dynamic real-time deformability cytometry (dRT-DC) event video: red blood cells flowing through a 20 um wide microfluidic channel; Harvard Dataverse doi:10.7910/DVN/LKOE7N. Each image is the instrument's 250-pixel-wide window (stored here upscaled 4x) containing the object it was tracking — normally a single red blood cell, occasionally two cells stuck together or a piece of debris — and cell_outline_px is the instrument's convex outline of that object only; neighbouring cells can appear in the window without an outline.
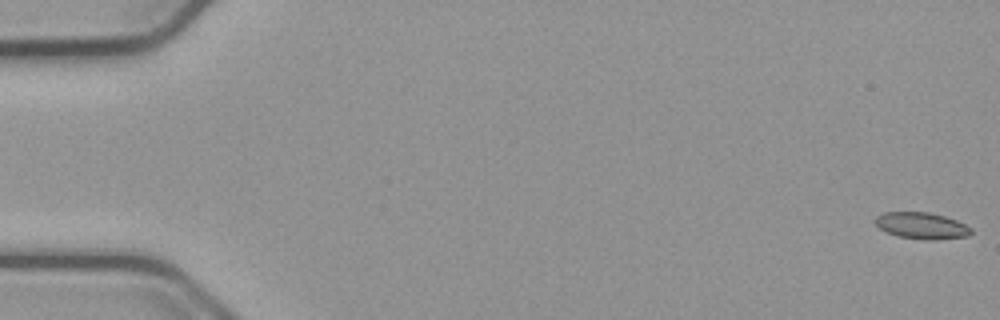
{"species": "common noctule bat (a hibernating species)", "species_latin": "Nyctalus noctula", "temperature_condition": "cold", "stored_images_in_passage": 55, "camera_frame_rate_fps": 3000, "um_per_image_px": 0.085, "animal": {"sex": "male", "body_mass_g": 23.1, "forearm_length_mm": 52.7}, "frame": {"image": 1, "passage_image": 1, "time_ms": 0.0, "image_size_px": [1000, 320], "cell_outline_px": [[972, 232], [968, 236], [936, 240], [924, 240], [900, 236], [884, 232], [872, 220], [876, 216], [884, 212], [928, 212], [944, 216], [956, 220], [972, 228]], "centroid_in_image_um": [78.32, 19.18], "position_along_channel_um": 6.7, "area_um2": 14.91}}
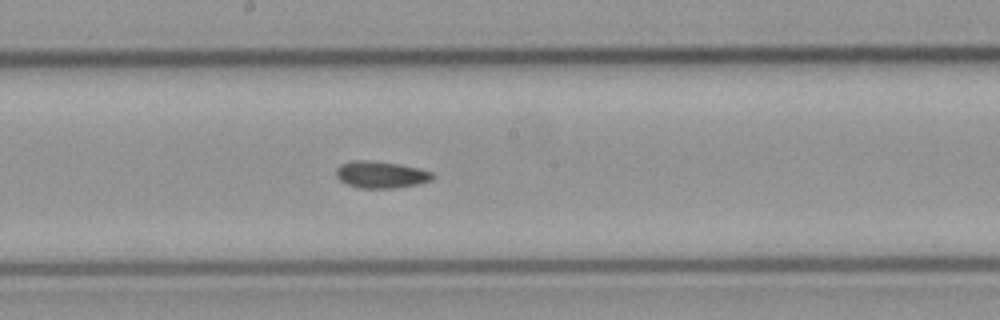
{"frame": {"image": 2, "passage_image": 30, "time_ms": 9.667, "image_size_px": [1000, 320], "cell_outline_px": [[436, 176], [432, 180], [420, 184], [396, 188], [356, 188], [340, 180], [336, 176], [336, 168], [340, 164], [352, 160], [368, 160], [396, 164], [416, 168], [432, 172]], "centroid_in_image_um": [32.37, 14.85], "position_along_channel_um": 215.8, "area_um2": 15.14}}
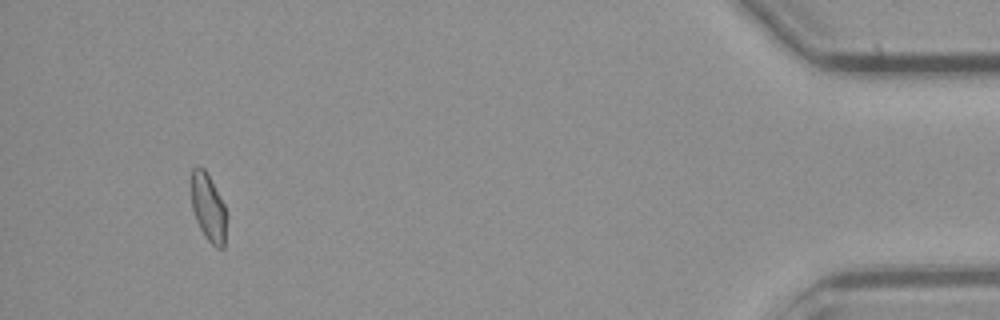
{"frame": {"image": 3, "passage_image": 52, "time_ms": 17.0, "image_size_px": [1000, 320], "cell_outline_px": [[228, 220], [224, 248], [216, 248], [204, 236], [196, 220], [192, 208], [192, 168], [196, 164], [200, 164], [204, 168], [224, 204], [228, 216]], "centroid_in_image_um": [17.74, 17.67], "position_along_channel_um": 417.5, "area_um2": 14.16}, "authors_computed_cell_mechanics": {"area_um2": 14.739, "velocity_mm_per_s": 3.7728, "shape_relaxation_time_tau1_ms": null, "shape_relaxation_time_tau2_ms": 6.2421, "deformation_change_tau1": null, "deformation_change_tau2": 0.0964}}